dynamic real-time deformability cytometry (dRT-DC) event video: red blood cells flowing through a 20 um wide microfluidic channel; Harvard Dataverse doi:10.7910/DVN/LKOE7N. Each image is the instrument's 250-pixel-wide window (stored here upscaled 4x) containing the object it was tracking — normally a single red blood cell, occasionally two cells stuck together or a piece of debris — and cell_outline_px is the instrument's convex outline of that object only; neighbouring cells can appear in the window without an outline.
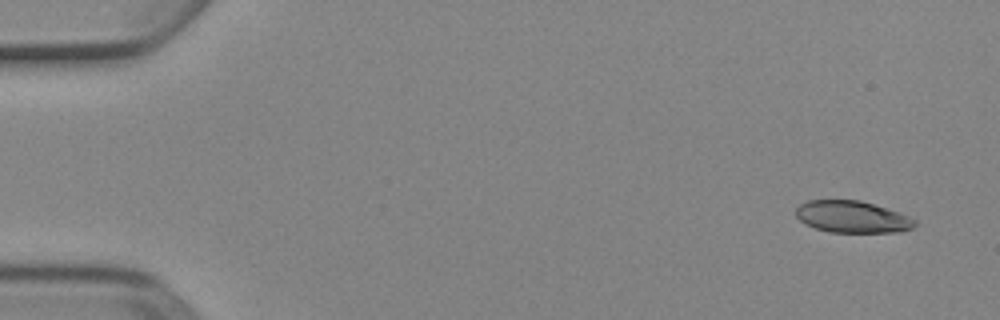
{"species": "Egyptian fruit bat (a non-hibernating species)", "species_latin": "Rousettus aegyptiacus", "temperature_condition": "cold", "stored_images_in_passage": 7, "camera_frame_rate_fps": 3000, "um_per_image_px": 0.085, "animal": {"sex": "female"}, "frame": {"image": 1, "passage_image": 1, "time_ms": 0.0, "image_size_px": [1000, 320], "cell_outline_px": [[916, 224], [912, 228], [900, 232], [828, 232], [804, 224], [796, 216], [796, 208], [800, 204], [808, 200], [860, 200], [908, 216], [916, 220]], "centroid_in_image_um": [72.41, 18.44], "position_along_channel_um": 12.6, "area_um2": 21.91}}
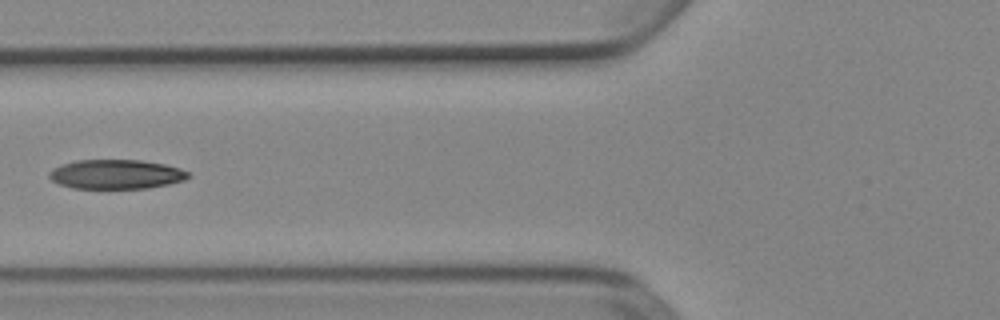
{"frame": {"image": 2, "passage_image": 6, "time_ms": 1.667, "image_size_px": [1000, 320], "cell_outline_px": [[192, 176], [184, 180], [168, 184], [148, 188], [72, 188], [60, 184], [52, 180], [48, 176], [48, 172], [52, 168], [60, 164], [76, 160], [140, 160], [164, 164], [180, 168], [188, 172]], "centroid_in_image_um": [9.85, 14.81], "position_along_channel_um": 115.9, "area_um2": 23.87}}
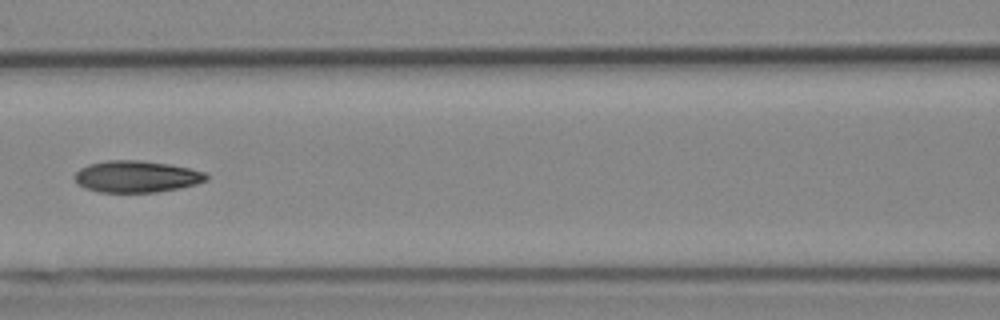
{"frame": {"image": 3, "passage_image": 7, "time_ms": 2.0, "image_size_px": [1000, 320], "cell_outline_px": [[208, 180], [196, 184], [180, 188], [156, 192], [100, 192], [84, 188], [76, 184], [72, 176], [80, 168], [88, 164], [108, 160], [140, 160], [168, 164], [188, 168], [204, 172], [208, 176]], "centroid_in_image_um": [11.55, 15.01], "position_along_channel_um": 155.0, "area_um2": 24.45}}